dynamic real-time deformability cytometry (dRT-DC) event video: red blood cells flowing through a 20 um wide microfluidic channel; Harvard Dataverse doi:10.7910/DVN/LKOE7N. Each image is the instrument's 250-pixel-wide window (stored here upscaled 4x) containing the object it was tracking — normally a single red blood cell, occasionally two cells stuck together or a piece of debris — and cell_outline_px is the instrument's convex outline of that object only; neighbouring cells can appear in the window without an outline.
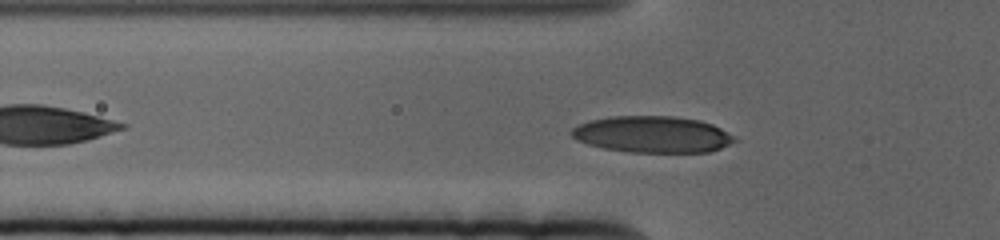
{"species": "human", "species_latin": "Homo sapiens", "temperature_condition": "cold", "stored_images_in_passage": 54, "camera_frame_rate_fps": 3000, "um_per_image_px": 0.085, "donor": {"sex": "female"}, "frame": {"image": 1, "passage_image": 13, "time_ms": 4.0, "image_size_px": [1000, 240], "cell_outline_px": [[736, 140], [720, 148], [708, 152], [628, 152], [604, 148], [588, 144], [576, 140], [568, 132], [572, 128], [588, 120], [608, 116], [672, 116], [700, 120], [712, 124], [736, 136]], "centroid_in_image_um": [55.42, 11.41], "position_along_channel_um": 70.4, "area_um2": 34.8}}
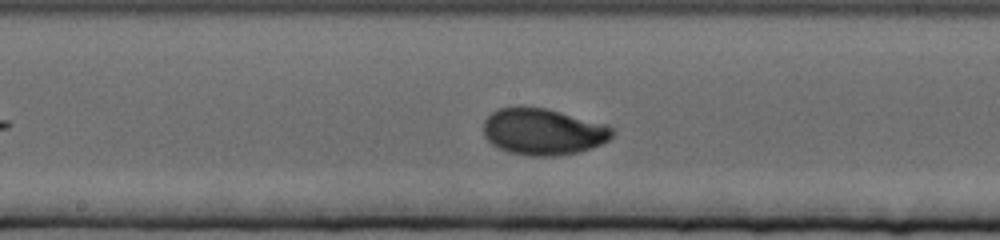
{"frame": {"image": 2, "passage_image": 25, "time_ms": 8.0, "image_size_px": [1000, 240], "cell_outline_px": [[616, 132], [608, 140], [592, 148], [580, 152], [556, 156], [532, 156], [508, 152], [492, 144], [484, 136], [484, 120], [496, 108], [520, 104], [544, 108], [608, 124], [616, 128]], "centroid_in_image_um": [46.17, 11.17], "position_along_channel_um": 202.0, "area_um2": 35.6}}
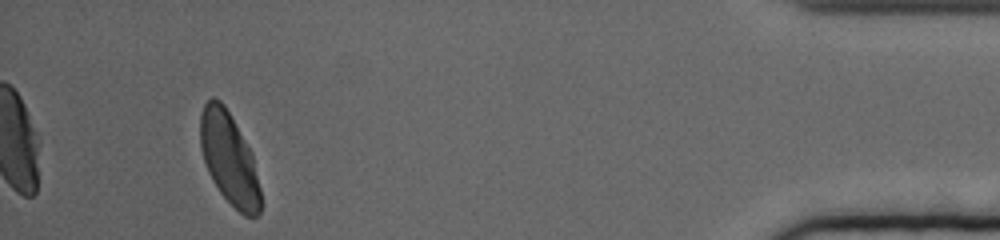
{"frame": {"image": 3, "passage_image": 50, "time_ms": 16.333, "image_size_px": [1000, 240], "cell_outline_px": [[260, 212], [256, 216], [244, 216], [220, 192], [212, 180], [208, 172], [200, 148], [200, 116], [204, 104], [212, 96], [220, 100], [224, 104], [252, 152], [260, 188]], "centroid_in_image_um": [19.47, 13.46], "position_along_channel_um": 415.7, "area_um2": 32.08}, "authors_computed_cell_mechanics": {"area_um2": 33.0616, "velocity_mm_per_s": 3.2914, "shape_relaxation_time_tau1_ms": 3.4866, "shape_relaxation_time_tau2_ms": null, "deformation_change_tau1": 0.1532, "deformation_change_tau2": null}}